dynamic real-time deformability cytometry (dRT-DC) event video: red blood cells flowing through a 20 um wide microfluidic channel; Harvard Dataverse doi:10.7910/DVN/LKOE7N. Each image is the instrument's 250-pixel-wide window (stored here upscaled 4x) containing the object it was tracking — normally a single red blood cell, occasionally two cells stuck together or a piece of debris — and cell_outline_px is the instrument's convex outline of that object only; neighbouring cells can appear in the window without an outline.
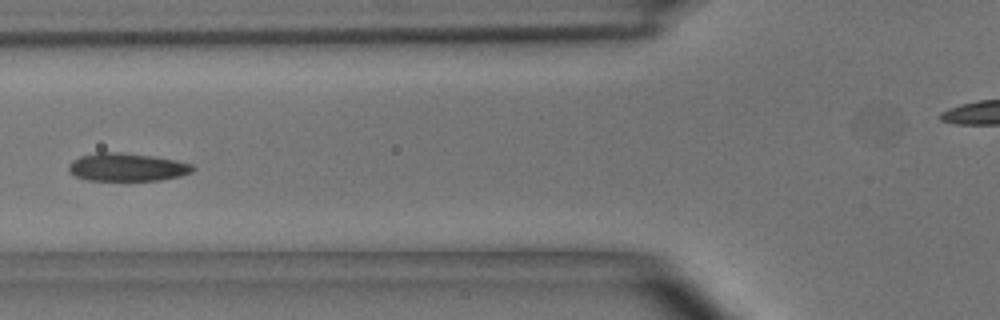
{"species": "common noctule bat (a hibernating species)", "species_latin": "Nyctalus noctula", "temperature_condition": "room temperature", "stored_images_in_passage": 6, "camera_frame_rate_fps": 3000, "um_per_image_px": 0.085, "animal": {"sex": "male", "body_mass_g": 15.6}, "frame": {"image": 1, "passage_image": 5, "time_ms": 5.667, "image_size_px": [1000, 320], "cell_outline_px": [[196, 168], [192, 172], [180, 176], [160, 180], [88, 180], [76, 176], [68, 172], [68, 164], [72, 160], [80, 156], [100, 152], [116, 152], [152, 156], [176, 160], [192, 164]], "centroid_in_image_um": [10.79, 14.21], "position_along_channel_um": 115.0, "area_um2": 20.23}}